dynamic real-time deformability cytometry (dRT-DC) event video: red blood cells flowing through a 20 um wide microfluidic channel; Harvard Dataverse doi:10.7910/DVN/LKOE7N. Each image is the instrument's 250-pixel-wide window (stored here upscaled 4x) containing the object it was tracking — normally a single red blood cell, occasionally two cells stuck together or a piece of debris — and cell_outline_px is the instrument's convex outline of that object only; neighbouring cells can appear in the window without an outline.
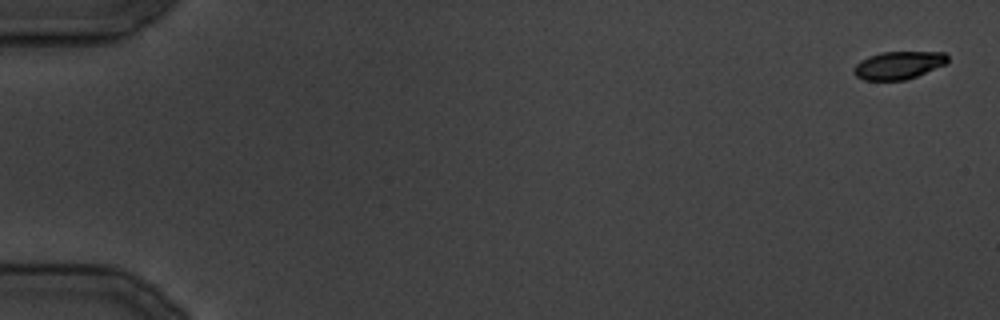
{"species": "common noctule bat (a hibernating species)", "species_latin": "Nyctalus noctula", "temperature_condition": "cold", "stored_images_in_passage": 12, "camera_frame_rate_fps": 3000, "um_per_image_px": 0.085, "animal": {"sex": "male", "body_mass_g": 19.5, "forearm_length_mm": 54.6}, "frame": {"image": 1, "passage_image": 1, "time_ms": 0.0, "image_size_px": [1000, 320], "cell_outline_px": [[948, 64], [916, 76], [904, 80], [864, 80], [856, 76], [852, 72], [852, 68], [860, 60], [868, 56], [880, 52], [944, 52], [948, 56]], "centroid_in_image_um": [76.36, 5.54], "position_along_channel_um": 8.6, "area_um2": 15.37}}
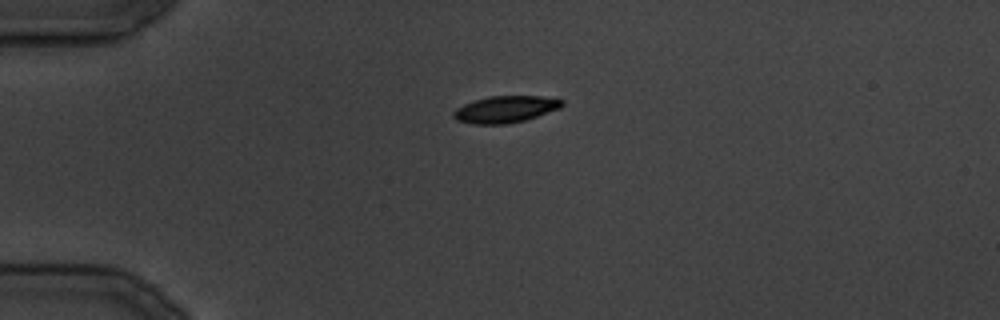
{"frame": {"image": 2, "passage_image": 9, "time_ms": 10.0, "image_size_px": [1000, 320], "cell_outline_px": [[564, 104], [560, 108], [524, 120], [508, 124], [472, 124], [456, 120], [452, 116], [452, 112], [456, 108], [464, 104], [488, 96], [540, 96], [564, 100]], "centroid_in_image_um": [42.93, 9.29], "position_along_channel_um": 42.1, "area_um2": 16.88}}